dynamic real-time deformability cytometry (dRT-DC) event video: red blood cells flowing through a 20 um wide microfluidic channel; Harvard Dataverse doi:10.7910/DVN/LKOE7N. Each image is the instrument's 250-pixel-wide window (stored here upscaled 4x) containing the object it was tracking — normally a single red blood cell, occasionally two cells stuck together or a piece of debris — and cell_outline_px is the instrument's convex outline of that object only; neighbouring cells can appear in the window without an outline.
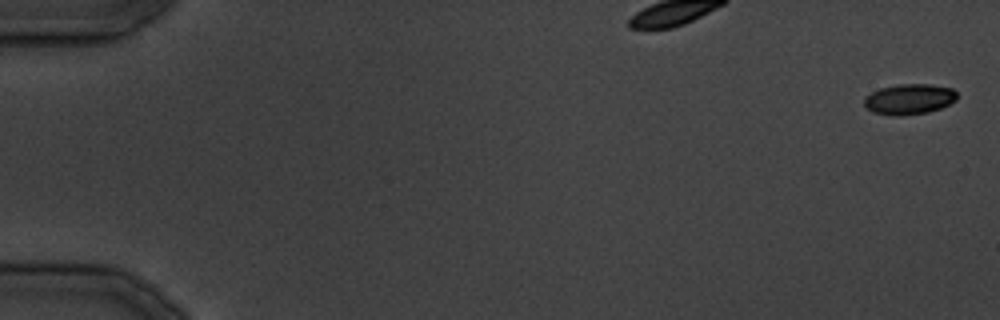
{"species": "common noctule bat (a hibernating species)", "species_latin": "Nyctalus noctula", "temperature_condition": "cold", "stored_images_in_passage": 23, "camera_frame_rate_fps": 3000, "um_per_image_px": 0.085, "animal": {"sex": "male", "body_mass_g": 19.5, "forearm_length_mm": 54.6}, "frame": {"image": 1, "passage_image": 1, "time_ms": 0.0, "image_size_px": [1000, 320], "cell_outline_px": [[956, 100], [940, 108], [928, 112], [900, 116], [892, 116], [872, 112], [864, 104], [864, 96], [880, 88], [900, 84], [928, 84], [952, 88], [956, 92]], "centroid_in_image_um": [77.26, 8.43], "position_along_channel_um": 7.7, "area_um2": 16.47}}